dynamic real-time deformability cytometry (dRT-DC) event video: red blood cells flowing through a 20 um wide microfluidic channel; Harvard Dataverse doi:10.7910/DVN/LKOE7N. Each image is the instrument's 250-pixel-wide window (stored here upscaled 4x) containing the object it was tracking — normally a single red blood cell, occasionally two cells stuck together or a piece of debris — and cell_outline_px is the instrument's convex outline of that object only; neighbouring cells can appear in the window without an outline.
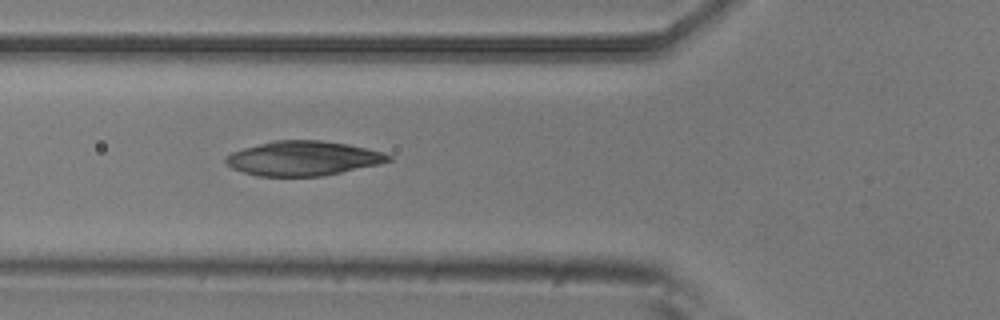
{"species": "common noctule bat (a hibernating species)", "species_latin": "Nyctalus noctula", "temperature_condition": "room temperature", "stored_images_in_passage": 6, "camera_frame_rate_fps": 3000, "um_per_image_px": 0.085, "animal": {"sex": "male", "body_mass_g": 20.5, "forearm_length_mm": 52.5}, "frame": {"image": 1, "passage_image": 6, "time_ms": 1.667, "image_size_px": [1000, 320], "cell_outline_px": [[392, 160], [380, 164], [324, 176], [256, 176], [232, 168], [224, 160], [232, 152], [244, 148], [276, 140], [320, 140], [348, 144], [384, 152], [392, 156]], "centroid_in_image_um": [25.81, 13.46], "position_along_channel_um": 100.0, "area_um2": 32.66}}